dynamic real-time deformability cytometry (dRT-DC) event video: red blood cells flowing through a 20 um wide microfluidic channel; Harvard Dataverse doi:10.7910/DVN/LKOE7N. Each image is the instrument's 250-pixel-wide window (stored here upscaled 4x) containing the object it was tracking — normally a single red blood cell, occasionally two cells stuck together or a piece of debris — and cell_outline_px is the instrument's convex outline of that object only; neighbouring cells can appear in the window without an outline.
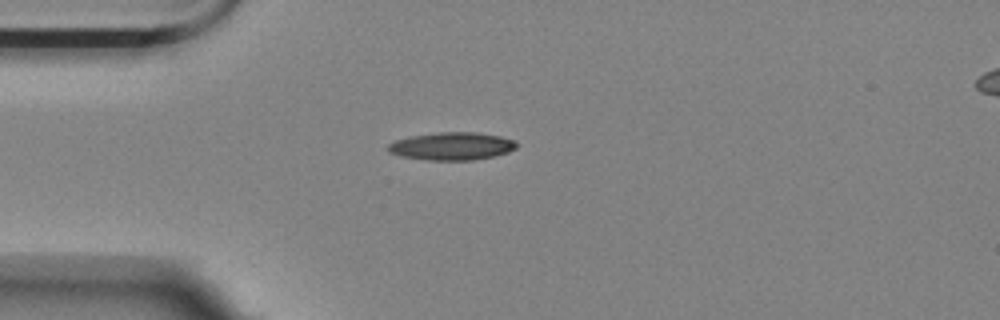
{"species": "Egyptian fruit bat (a non-hibernating species)", "species_latin": "Rousettus aegyptiacus", "temperature_condition": "room temperature", "stored_images_in_passage": 2, "camera_frame_rate_fps": 3000, "um_per_image_px": 0.085, "animal": {"sex": "female"}, "frame": {"image": 1, "passage_image": 2, "time_ms": 2.0, "image_size_px": [1000, 320], "cell_outline_px": [[516, 148], [508, 152], [492, 156], [472, 160], [428, 160], [400, 156], [388, 152], [388, 144], [396, 140], [408, 136], [440, 132], [476, 132], [500, 136], [512, 140], [516, 144]], "centroid_in_image_um": [38.36, 12.42], "position_along_channel_um": 46.6, "area_um2": 20.69}}